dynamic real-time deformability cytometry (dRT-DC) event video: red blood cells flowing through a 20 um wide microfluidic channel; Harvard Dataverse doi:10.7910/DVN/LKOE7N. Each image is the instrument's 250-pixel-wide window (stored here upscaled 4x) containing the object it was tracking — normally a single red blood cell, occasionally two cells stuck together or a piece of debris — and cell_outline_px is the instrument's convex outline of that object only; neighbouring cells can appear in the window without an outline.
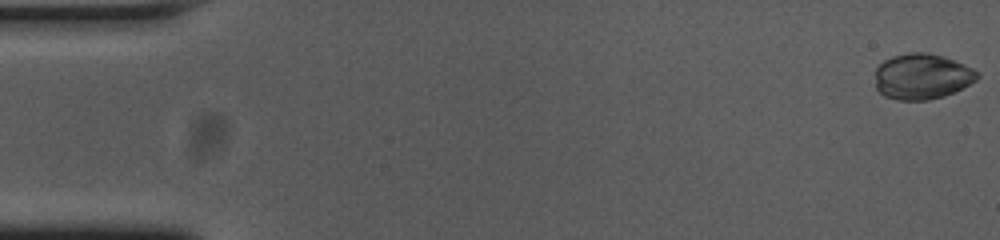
{"species": "common noctule bat (a hibernating species)", "species_latin": "Nyctalus noctula", "temperature_condition": "cold", "stored_images_in_passage": 55, "camera_frame_rate_fps": 3000, "um_per_image_px": 0.085, "animal": {"sex": "female", "body_mass_g": 23.0, "forearm_length_mm": 53.4}, "frame": {"image": 1, "passage_image": 1, "time_ms": 0.0, "image_size_px": [1000, 240], "cell_outline_px": [[980, 76], [976, 80], [944, 96], [928, 100], [896, 100], [884, 96], [876, 88], [876, 68], [884, 60], [892, 56], [908, 52], [924, 52], [944, 56], [964, 64], [980, 72]], "centroid_in_image_um": [78.36, 6.49], "position_along_channel_um": 6.6, "area_um2": 27.22}}
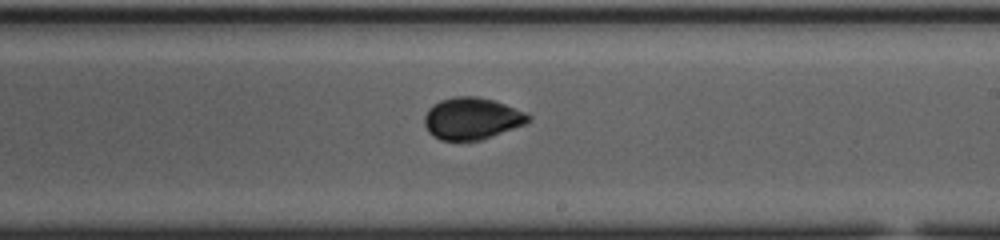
{"frame": {"image": 2, "passage_image": 32, "time_ms": 10.333, "image_size_px": [1000, 240], "cell_outline_px": [[532, 120], [524, 124], [492, 136], [480, 140], [440, 140], [428, 132], [424, 124], [424, 116], [428, 108], [432, 104], [440, 100], [456, 96], [476, 96], [496, 100], [528, 112], [532, 116]], "centroid_in_image_um": [40.12, 10.05], "position_along_channel_um": 248.9, "area_um2": 25.66}}
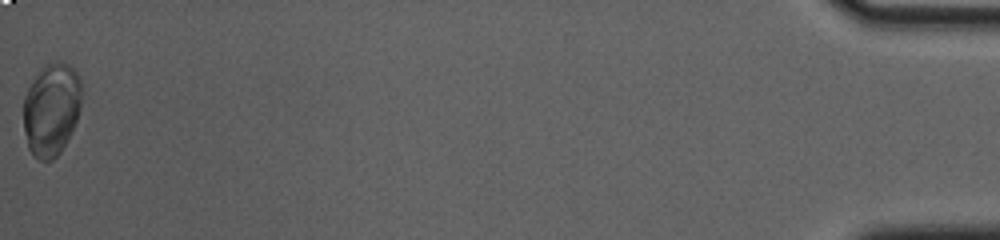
{"frame": {"image": 3, "passage_image": 55, "time_ms": 18.0, "image_size_px": [1000, 240], "cell_outline_px": [[80, 108], [76, 120], [60, 152], [52, 160], [36, 160], [32, 156], [28, 148], [24, 132], [24, 96], [28, 88], [36, 76], [48, 64], [56, 60], [64, 60], [80, 76]], "centroid_in_image_um": [4.35, 9.3], "position_along_channel_um": 430.8, "area_um2": 31.15}, "authors_computed_cell_mechanics": {"area_um2": 26.2412, "velocity_mm_per_s": 3.7241, "shape_relaxation_time_tau1_ms": 5.4892, "shape_relaxation_time_tau2_ms": null, "deformation_change_tau1": 0.1457, "deformation_change_tau2": null}}